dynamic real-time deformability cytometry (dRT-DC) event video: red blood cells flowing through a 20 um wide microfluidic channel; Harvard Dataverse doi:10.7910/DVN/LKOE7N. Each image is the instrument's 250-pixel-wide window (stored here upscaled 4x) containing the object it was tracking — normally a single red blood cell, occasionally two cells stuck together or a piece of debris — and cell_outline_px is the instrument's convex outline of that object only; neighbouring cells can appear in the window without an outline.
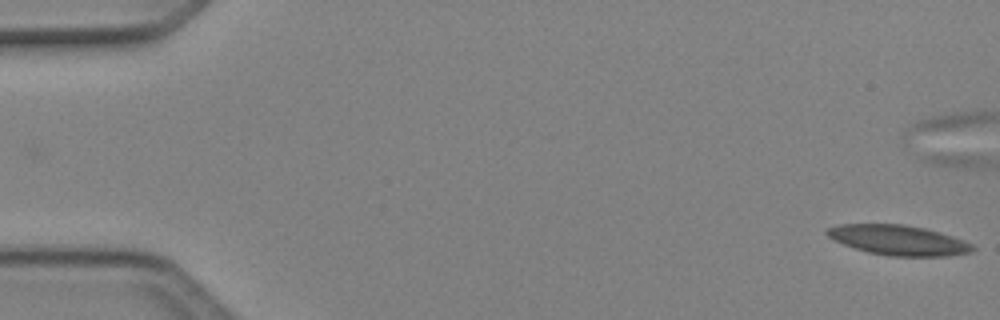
{"species": "Egyptian fruit bat (a non-hibernating species)", "species_latin": "Rousettus aegyptiacus", "temperature_condition": "cold", "stored_images_in_passage": 52, "camera_frame_rate_fps": 3000, "um_per_image_px": 0.085, "animal": {"sex": "female"}, "frame": {"image": 1, "passage_image": 1, "time_ms": 0.0, "image_size_px": [1000, 320], "cell_outline_px": [[976, 248], [972, 252], [948, 256], [888, 256], [868, 252], [844, 244], [828, 236], [824, 232], [828, 228], [836, 224], [904, 224], [924, 228], [952, 236], [964, 240], [972, 244]], "centroid_in_image_um": [76.38, 20.41], "position_along_channel_um": 8.6, "area_um2": 25.37}}
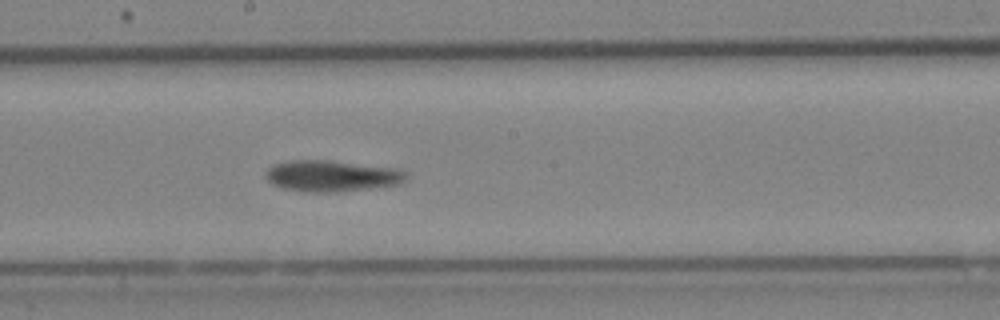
{"frame": {"image": 2, "passage_image": 28, "time_ms": 9.0, "image_size_px": [1000, 320], "cell_outline_px": [[408, 176], [400, 184], [340, 192], [308, 192], [284, 188], [272, 184], [264, 176], [264, 172], [272, 164], [292, 160], [328, 160], [396, 168], [408, 172]], "centroid_in_image_um": [28.19, 14.95], "position_along_channel_um": 220.0, "area_um2": 25.72}}
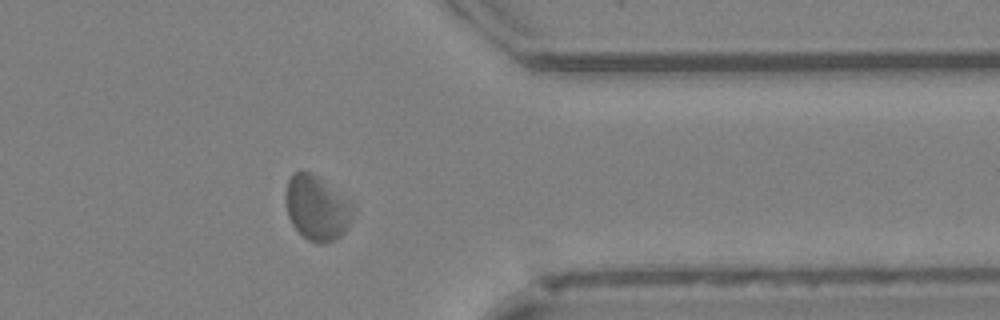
{"frame": {"image": 3, "passage_image": 41, "time_ms": 13.333, "image_size_px": [1000, 320], "cell_outline_px": [[352, 216], [344, 232], [340, 236], [324, 244], [316, 244], [308, 240], [292, 224], [288, 216], [284, 200], [284, 192], [288, 180], [292, 172], [312, 172], [352, 212]], "centroid_in_image_um": [26.77, 17.73], "position_along_channel_um": 384.6, "area_um2": 23.93}, "authors_computed_cell_mechanics": {"area_um2": 25.2008, "velocity_mm_per_s": 3.9963, "shape_relaxation_time_tau1_ms": null, "shape_relaxation_time_tau2_ms": 3.3276, "deformation_change_tau1": null, "deformation_change_tau2": 0.0805}}